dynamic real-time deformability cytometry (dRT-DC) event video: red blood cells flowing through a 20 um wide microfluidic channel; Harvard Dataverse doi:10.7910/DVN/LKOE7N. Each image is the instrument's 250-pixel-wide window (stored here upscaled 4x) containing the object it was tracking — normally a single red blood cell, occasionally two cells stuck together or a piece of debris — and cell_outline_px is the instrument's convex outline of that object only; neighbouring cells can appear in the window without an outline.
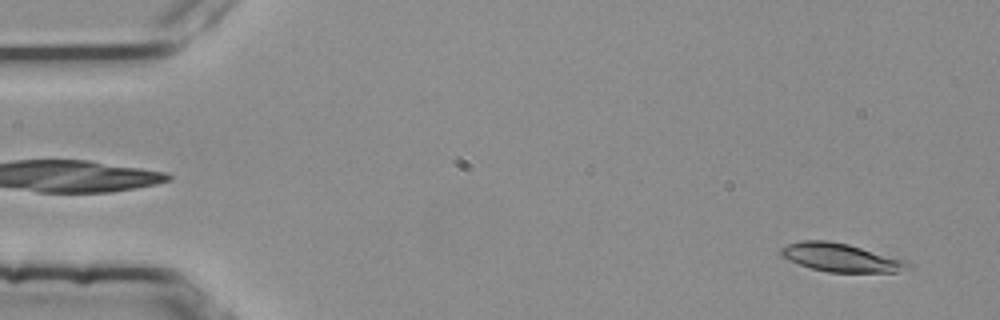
{"species": "common noctule bat (a hibernating species)", "species_latin": "Nyctalus noctula", "temperature_condition": "room temperature", "stored_images_in_passage": 3, "segment_of_instrument_passage": [2, 2], "camera_frame_rate_fps": 3000, "um_per_image_px": 0.085, "animal": {"sex": "female", "body_mass_g": 25.1}, "frame": {"image": 1, "passage_image": 3, "time_ms": 0.667, "image_size_px": [1000, 320], "cell_outline_px": [[908, 264], [896, 272], [828, 272], [812, 268], [788, 260], [780, 256], [780, 248], [788, 244], [800, 240], [824, 240], [848, 244], [908, 260]], "centroid_in_image_um": [71.4, 21.87], "position_along_channel_um": 13.6, "area_um2": 20.75}}